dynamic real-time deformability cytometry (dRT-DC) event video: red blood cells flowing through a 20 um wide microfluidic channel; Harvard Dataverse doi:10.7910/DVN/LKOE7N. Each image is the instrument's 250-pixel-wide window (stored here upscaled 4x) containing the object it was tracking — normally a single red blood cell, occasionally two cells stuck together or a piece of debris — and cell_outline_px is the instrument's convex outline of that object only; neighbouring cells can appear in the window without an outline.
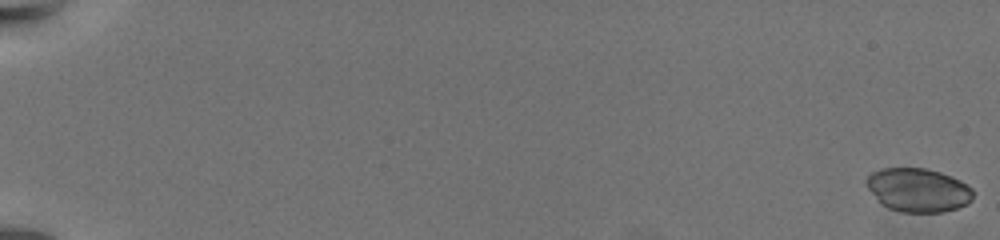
{"species": "common noctule bat (a hibernating species)", "species_latin": "Nyctalus noctula", "temperature_condition": "warm", "stored_images_in_passage": 65, "camera_frame_rate_fps": 3000, "um_per_image_px": 0.085, "animal": {"sex": "female", "body_mass_g": 19.5, "forearm_length_mm": 54.1}, "frame": {"image": 1, "passage_image": 1, "time_ms": 0.0, "image_size_px": [1000, 240], "cell_outline_px": [[972, 200], [968, 204], [944, 212], [900, 212], [888, 208], [864, 184], [864, 180], [872, 172], [880, 168], [924, 168], [940, 172], [960, 180], [968, 184], [972, 188]], "centroid_in_image_um": [78.05, 16.14], "position_along_channel_um": 7.0, "area_um2": 27.11}}
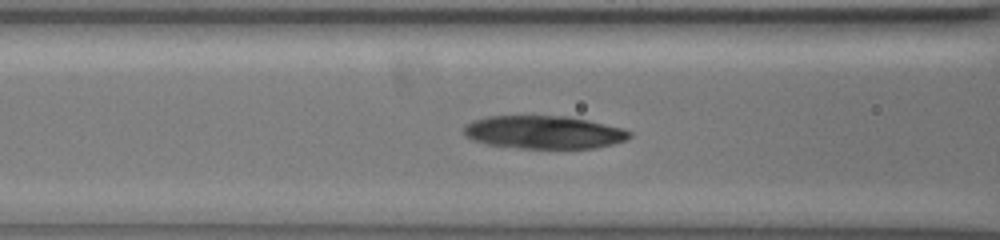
{"frame": {"image": 2, "passage_image": 31, "time_ms": 10.0, "image_size_px": [1000, 240], "cell_outline_px": [[632, 136], [628, 140], [612, 144], [592, 148], [520, 148], [484, 144], [472, 140], [464, 136], [464, 124], [472, 120], [488, 116], [568, 116], [588, 120], [624, 128], [632, 132]], "centroid_in_image_um": [46.22, 11.24], "position_along_channel_um": 120.4, "area_um2": 32.19}}
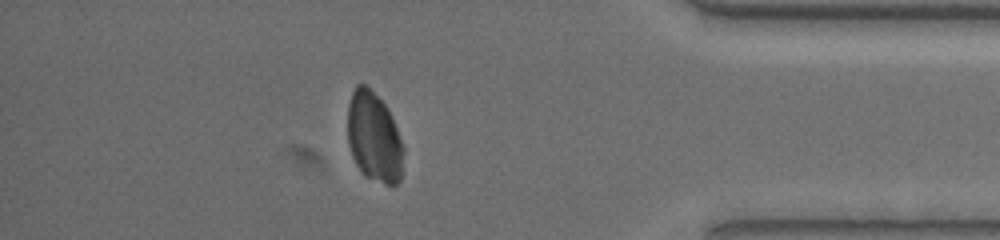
{"frame": {"image": 3, "passage_image": 58, "time_ms": 19.0, "image_size_px": [1000, 240], "cell_outline_px": [[404, 152], [400, 180], [396, 184], [384, 184], [364, 176], [360, 172], [352, 156], [348, 144], [348, 104], [352, 92], [356, 84], [364, 84], [384, 104], [396, 128], [404, 148]], "centroid_in_image_um": [31.77, 11.7], "position_along_channel_um": 403.4, "area_um2": 29.02}}